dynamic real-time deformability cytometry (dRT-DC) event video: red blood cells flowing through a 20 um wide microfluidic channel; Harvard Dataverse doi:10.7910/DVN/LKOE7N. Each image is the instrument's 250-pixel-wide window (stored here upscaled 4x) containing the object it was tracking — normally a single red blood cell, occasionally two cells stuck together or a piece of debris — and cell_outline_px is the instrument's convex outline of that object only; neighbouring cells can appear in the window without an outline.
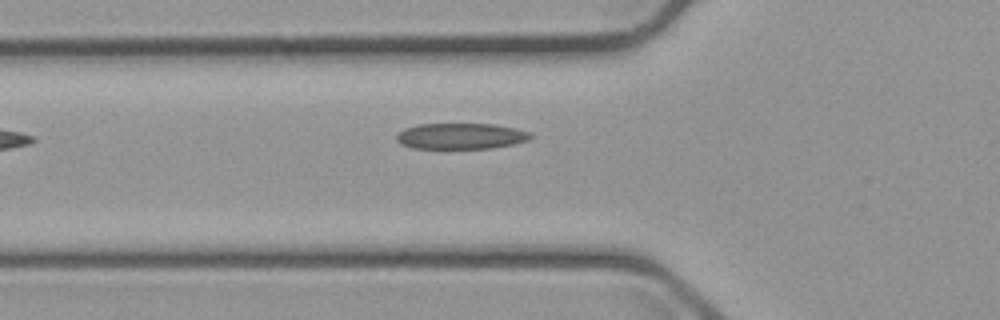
{"species": "common noctule bat (a hibernating species)", "species_latin": "Nyctalus noctula", "temperature_condition": "cold", "stored_images_in_passage": 5, "camera_frame_rate_fps": 3000, "um_per_image_px": 0.085, "animal": {"sex": "male", "body_mass_g": 23.1, "forearm_length_mm": 52.7}, "frame": {"image": 1, "passage_image": 5, "time_ms": 5.667, "image_size_px": [1000, 320], "cell_outline_px": [[532, 136], [528, 140], [512, 144], [492, 148], [412, 148], [400, 144], [396, 140], [396, 136], [404, 128], [420, 124], [496, 124], [516, 128], [532, 132]], "centroid_in_image_um": [39.18, 11.56], "position_along_channel_um": 86.6, "area_um2": 20.29}}